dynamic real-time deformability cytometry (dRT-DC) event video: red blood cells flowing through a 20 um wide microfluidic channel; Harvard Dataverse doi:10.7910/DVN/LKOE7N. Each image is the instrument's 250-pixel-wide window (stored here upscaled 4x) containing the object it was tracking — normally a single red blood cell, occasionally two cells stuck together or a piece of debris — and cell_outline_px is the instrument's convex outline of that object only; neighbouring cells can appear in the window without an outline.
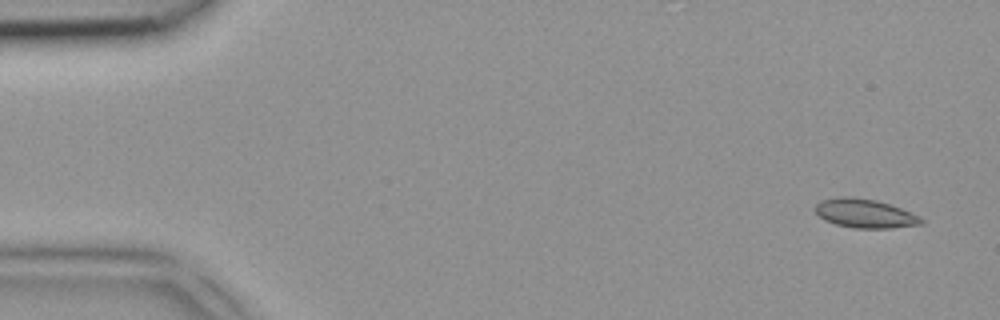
{"species": "common noctule bat (a hibernating species)", "species_latin": "Nyctalus noctula", "temperature_condition": "room temperature", "stored_images_in_passage": 3, "camera_frame_rate_fps": 3000, "um_per_image_px": 0.085, "animal": {"sex": "female", "body_mass_g": 18.4}, "frame": {"image": 1, "passage_image": 1, "time_ms": 0.0, "image_size_px": [1000, 320], "cell_outline_px": [[924, 220], [920, 224], [892, 228], [856, 228], [836, 224], [824, 220], [816, 212], [816, 204], [820, 200], [844, 196], [852, 196], [876, 200], [900, 208], [920, 216]], "centroid_in_image_um": [73.51, 18.14], "position_along_channel_um": 11.5, "area_um2": 17.69}}
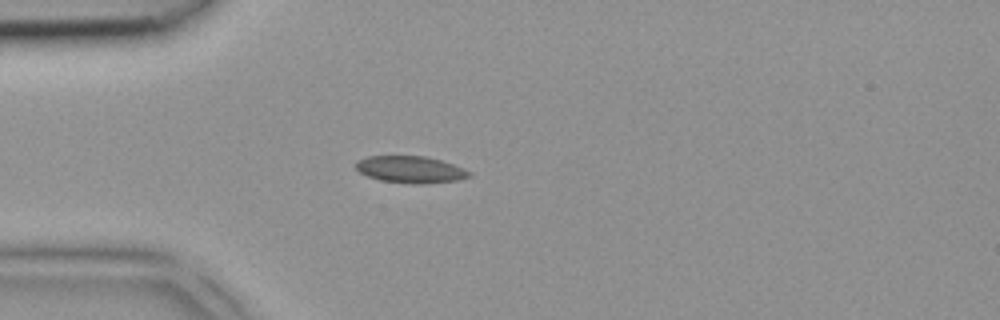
{"frame": {"image": 2, "passage_image": 3, "time_ms": 0.667, "image_size_px": [1000, 320], "cell_outline_px": [[472, 176], [456, 180], [420, 184], [412, 184], [380, 180], [368, 176], [360, 172], [356, 168], [356, 164], [360, 160], [368, 156], [424, 156], [440, 160], [464, 168], [472, 172]], "centroid_in_image_um": [34.92, 14.41], "position_along_channel_um": 50.1, "area_um2": 17.57}}